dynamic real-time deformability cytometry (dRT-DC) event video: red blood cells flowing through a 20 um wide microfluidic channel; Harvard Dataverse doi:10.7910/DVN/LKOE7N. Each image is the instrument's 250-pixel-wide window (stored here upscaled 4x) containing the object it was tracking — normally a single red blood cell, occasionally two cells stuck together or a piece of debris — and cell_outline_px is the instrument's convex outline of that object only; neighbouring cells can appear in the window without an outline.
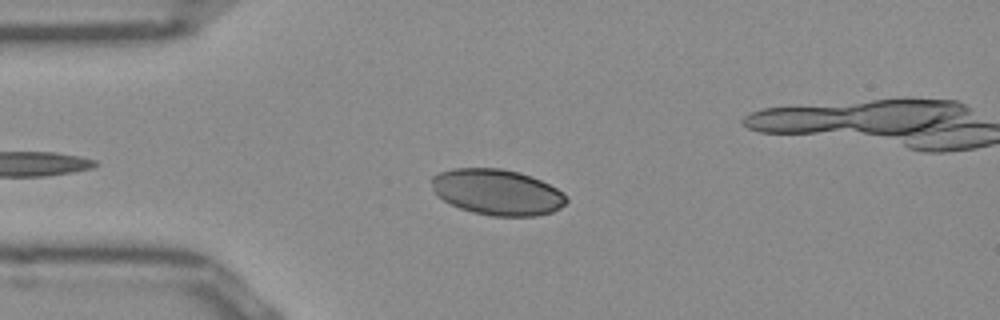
{"species": "Egyptian fruit bat (a non-hibernating species)", "species_latin": "Rousettus aegyptiacus", "temperature_condition": "room temperature", "stored_images_in_passage": 44, "camera_frame_rate_fps": 3000, "um_per_image_px": 0.085, "frame": {"image": 1, "passage_image": 9, "time_ms": 2.667, "image_size_px": [1000, 320], "cell_outline_px": [[568, 200], [560, 208], [552, 212], [536, 216], [492, 216], [472, 212], [460, 208], [444, 200], [432, 188], [432, 176], [440, 172], [452, 168], [500, 168], [520, 172], [532, 176], [556, 188]], "centroid_in_image_um": [42.26, 16.32], "position_along_channel_um": 42.7, "area_um2": 35.78}}
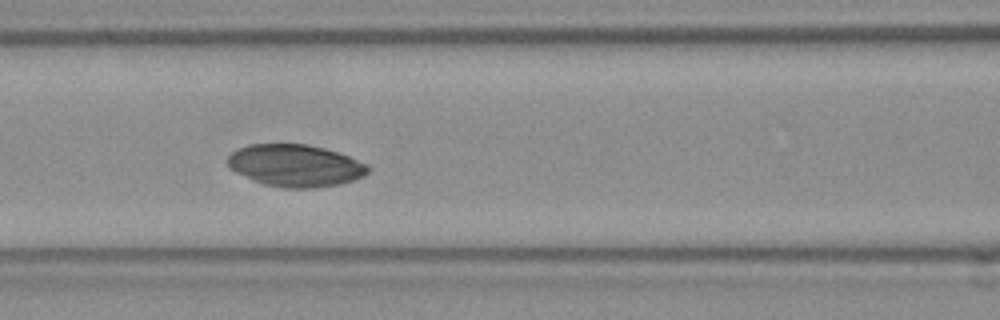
{"frame": {"image": 2, "passage_image": 18, "time_ms": 5.667, "image_size_px": [1000, 320], "cell_outline_px": [[368, 172], [364, 176], [340, 184], [316, 188], [284, 188], [264, 184], [236, 172], [228, 168], [228, 156], [232, 152], [248, 144], [304, 144], [324, 148], [348, 156], [368, 164]], "centroid_in_image_um": [25.1, 14.08], "position_along_channel_um": 141.5, "area_um2": 34.28}}
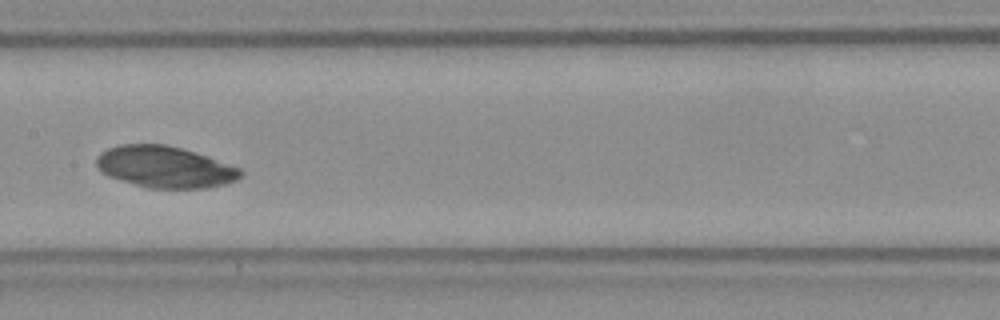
{"frame": {"image": 3, "passage_image": 22, "time_ms": 7.0, "image_size_px": [1000, 320], "cell_outline_px": [[244, 172], [236, 180], [224, 184], [208, 188], [148, 188], [108, 176], [100, 172], [96, 164], [96, 156], [100, 152], [108, 148], [120, 144], [164, 144], [180, 148], [240, 168]], "centroid_in_image_um": [13.96, 14.2], "position_along_channel_um": 193.4, "area_um2": 34.62}}